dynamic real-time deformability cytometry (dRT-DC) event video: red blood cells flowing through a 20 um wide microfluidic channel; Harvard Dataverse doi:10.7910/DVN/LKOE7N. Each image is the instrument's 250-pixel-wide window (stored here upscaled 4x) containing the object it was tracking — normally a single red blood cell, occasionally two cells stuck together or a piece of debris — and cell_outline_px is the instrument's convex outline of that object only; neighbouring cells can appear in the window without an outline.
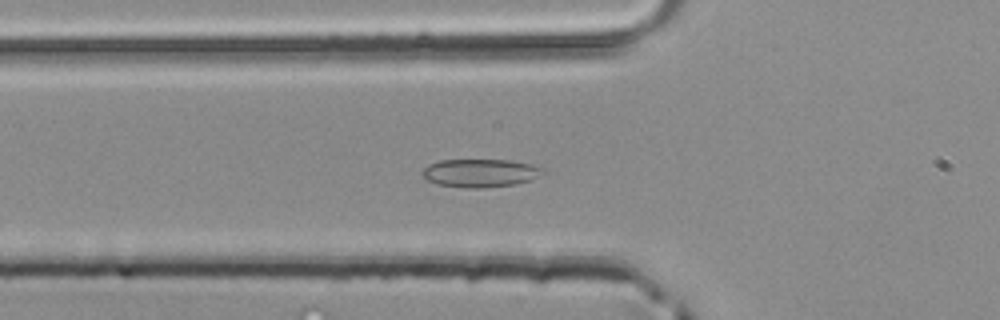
{"species": "common noctule bat (a hibernating species)", "species_latin": "Nyctalus noctula", "temperature_condition": "room temperature", "stored_images_in_passage": 34, "camera_frame_rate_fps": 3000, "um_per_image_px": 0.085, "animal": {"sex": "male", "body_mass_g": 20.4}, "frame": {"image": 1, "passage_image": 3, "time_ms": 0.667, "image_size_px": [1000, 320], "cell_outline_px": [[544, 172], [532, 180], [516, 184], [480, 188], [464, 188], [436, 184], [420, 176], [420, 172], [428, 164], [440, 160], [512, 160], [532, 164], [544, 168]], "centroid_in_image_um": [40.8, 14.7], "position_along_channel_um": 85.0, "area_um2": 20.06}}
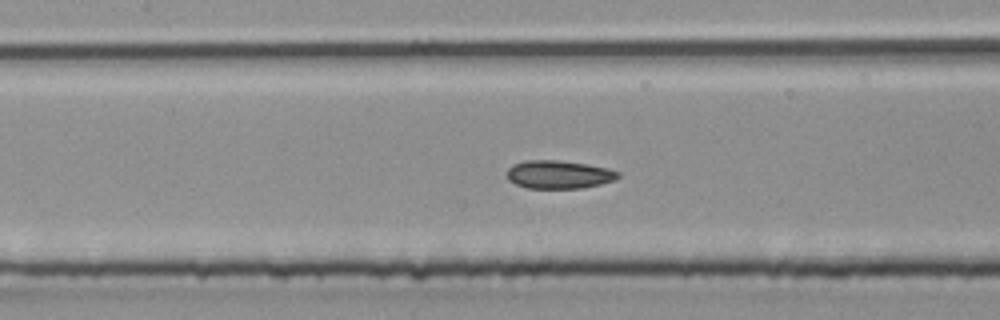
{"frame": {"image": 2, "passage_image": 8, "time_ms": 2.333, "image_size_px": [1000, 320], "cell_outline_px": [[620, 176], [616, 180], [584, 188], [528, 188], [516, 184], [508, 180], [508, 168], [512, 164], [524, 160], [556, 160], [588, 164], [608, 168], [620, 172]], "centroid_in_image_um": [47.52, 14.83], "position_along_channel_um": 159.9, "area_um2": 18.38}}
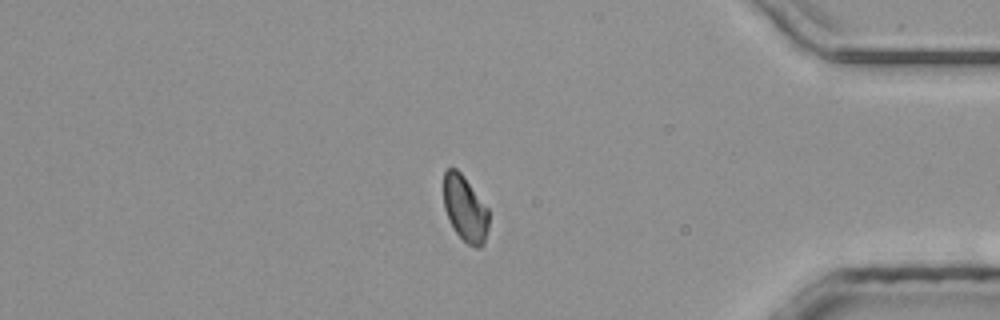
{"frame": {"image": 3, "passage_image": 26, "time_ms": 8.333, "image_size_px": [1000, 320], "cell_outline_px": [[488, 228], [484, 244], [480, 248], [476, 248], [468, 244], [456, 232], [444, 208], [444, 172], [448, 168], [456, 168], [464, 176], [488, 208]], "centroid_in_image_um": [39.54, 17.73], "position_along_channel_um": 395.7, "area_um2": 17.17}}